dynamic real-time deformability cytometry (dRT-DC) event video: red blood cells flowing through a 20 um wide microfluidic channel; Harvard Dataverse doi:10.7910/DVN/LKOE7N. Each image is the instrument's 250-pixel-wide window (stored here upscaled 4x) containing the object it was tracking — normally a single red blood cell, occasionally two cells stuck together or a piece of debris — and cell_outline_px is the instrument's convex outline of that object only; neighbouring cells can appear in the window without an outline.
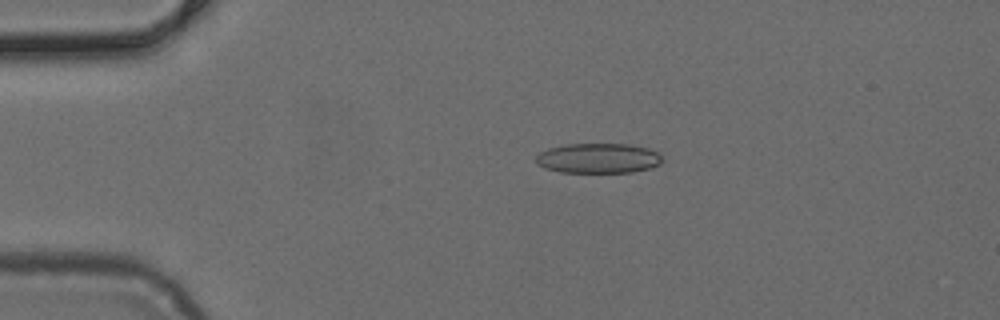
{"species": "common noctule bat (a hibernating species)", "species_latin": "Nyctalus noctula", "temperature_condition": "cold", "stored_images_in_passage": 44, "camera_frame_rate_fps": 3000, "um_per_image_px": 0.085, "animal": {"sex": "female", "body_mass_g": 24.6, "forearm_length_mm": 56.2}, "frame": {"image": 1, "passage_image": 5, "time_ms": 1.333, "image_size_px": [1000, 320], "cell_outline_px": [[664, 160], [660, 164], [648, 168], [632, 172], [560, 172], [544, 168], [536, 164], [536, 156], [540, 152], [548, 148], [564, 144], [628, 144], [648, 148], [656, 152]], "centroid_in_image_um": [50.82, 13.45], "position_along_channel_um": 34.2, "area_um2": 22.08}}
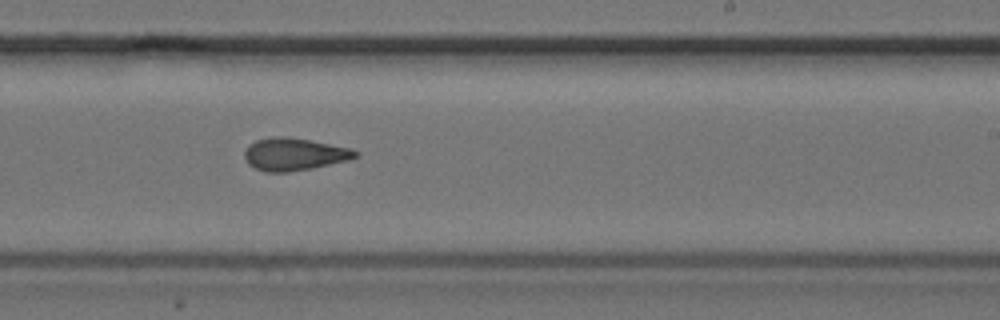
{"frame": {"image": 2, "passage_image": 25, "time_ms": 8.0, "image_size_px": [1000, 320], "cell_outline_px": [[360, 156], [348, 160], [312, 168], [288, 172], [264, 172], [248, 164], [244, 156], [244, 152], [248, 144], [256, 140], [272, 136], [288, 136], [352, 148], [360, 152]], "centroid_in_image_um": [25.01, 13.1], "position_along_channel_um": 264.0, "area_um2": 21.21}}
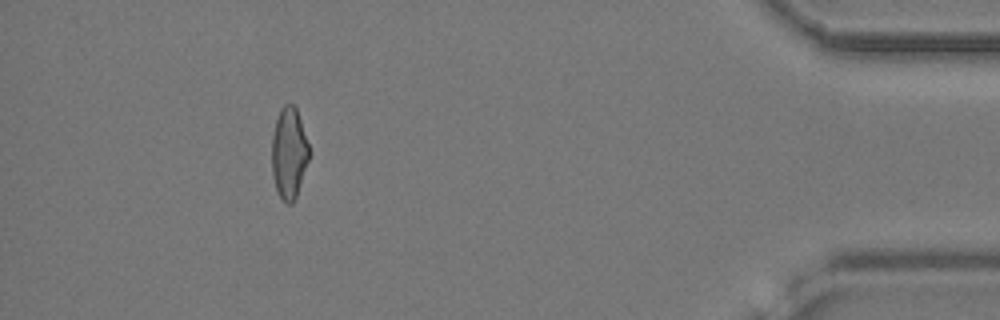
{"frame": {"image": 3, "passage_image": 40, "time_ms": 13.0, "image_size_px": [1000, 320], "cell_outline_px": [[312, 152], [296, 196], [292, 204], [288, 204], [280, 196], [276, 188], [272, 172], [272, 136], [276, 120], [280, 108], [284, 104], [292, 104], [296, 108]], "centroid_in_image_um": [24.59, 12.99], "position_along_channel_um": 410.6, "area_um2": 19.94}}